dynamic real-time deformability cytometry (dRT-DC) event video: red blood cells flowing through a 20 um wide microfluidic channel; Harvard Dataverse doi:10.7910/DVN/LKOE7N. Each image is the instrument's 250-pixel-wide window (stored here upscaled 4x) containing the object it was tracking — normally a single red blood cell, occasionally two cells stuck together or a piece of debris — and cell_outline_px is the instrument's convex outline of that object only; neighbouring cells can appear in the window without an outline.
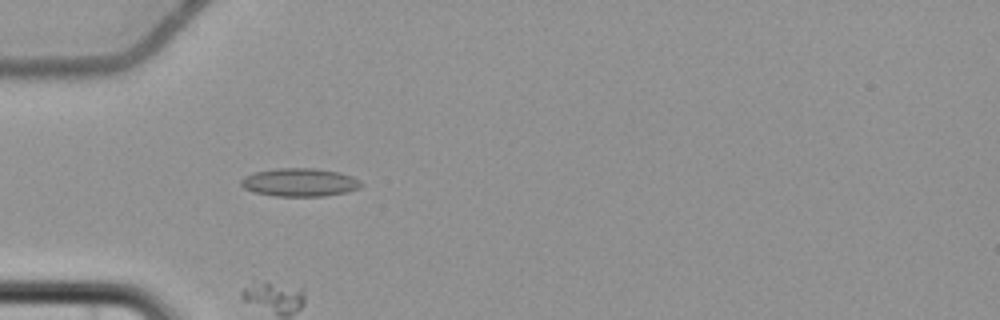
{"species": "common noctule bat (a hibernating species)", "species_latin": "Nyctalus noctula", "temperature_condition": "cold", "stored_images_in_passage": 6, "segment_of_instrument_passage": [1, 2], "camera_frame_rate_fps": 3000, "um_per_image_px": 0.085, "animal": {"sex": "female", "body_mass_g": 22.7, "forearm_length_mm": 54.2}, "frame": {"image": 1, "passage_image": 5, "time_ms": 6.333, "image_size_px": [1000, 320], "cell_outline_px": [[364, 184], [360, 188], [348, 192], [324, 196], [276, 196], [252, 192], [244, 188], [240, 184], [240, 180], [244, 176], [256, 172], [276, 168], [312, 168], [340, 172], [352, 176], [360, 180]], "centroid_in_image_um": [25.49, 15.5], "position_along_channel_um": 59.5, "area_um2": 19.94}}